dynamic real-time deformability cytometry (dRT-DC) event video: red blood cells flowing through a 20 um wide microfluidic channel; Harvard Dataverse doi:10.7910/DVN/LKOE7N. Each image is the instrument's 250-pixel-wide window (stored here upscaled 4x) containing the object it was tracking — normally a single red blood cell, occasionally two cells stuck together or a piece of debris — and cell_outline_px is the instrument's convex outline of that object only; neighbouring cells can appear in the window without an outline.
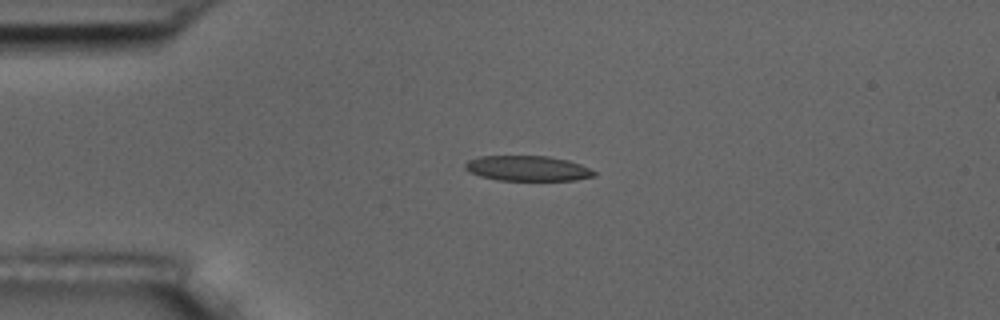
{"species": "common noctule bat (a hibernating species)", "species_latin": "Nyctalus noctula", "temperature_condition": "room temperature", "stored_images_in_passage": 1, "camera_frame_rate_fps": 3000, "um_per_image_px": 0.085, "animal": {"sex": "male", "body_mass_g": 17.5, "forearm_length_mm": 52.3}, "frame": {"image": 1, "passage_image": 1, "time_ms": 0.0, "image_size_px": [1000, 320], "cell_outline_px": [[596, 176], [576, 180], [496, 180], [480, 176], [468, 172], [464, 168], [464, 164], [468, 160], [480, 156], [548, 156], [568, 160], [580, 164], [596, 172]], "centroid_in_image_um": [44.82, 14.31], "position_along_channel_um": 40.2, "area_um2": 19.02}}